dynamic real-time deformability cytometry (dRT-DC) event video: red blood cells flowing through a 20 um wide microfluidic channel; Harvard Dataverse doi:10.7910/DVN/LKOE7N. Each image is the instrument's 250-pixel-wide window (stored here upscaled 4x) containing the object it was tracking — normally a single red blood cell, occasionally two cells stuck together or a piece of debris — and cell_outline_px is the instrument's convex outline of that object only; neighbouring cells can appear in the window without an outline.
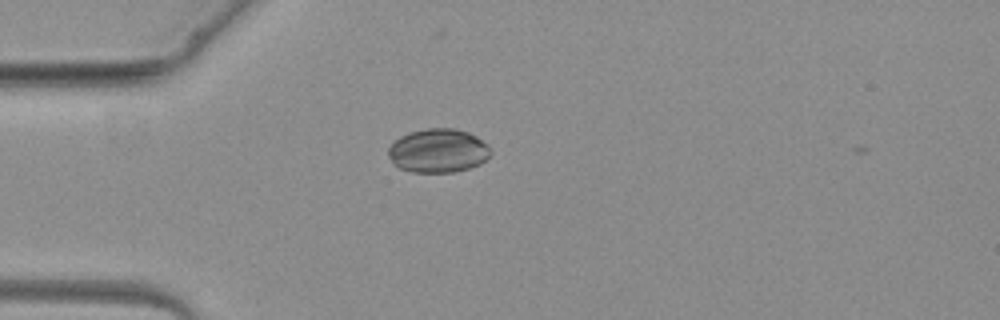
{"species": "common noctule bat (a hibernating species)", "species_latin": "Nyctalus noctula", "temperature_condition": "warm", "stored_images_in_passage": 1, "camera_frame_rate_fps": 3000, "um_per_image_px": 0.085, "animal": {"sex": "female", "body_mass_g": 19.3, "forearm_length_mm": 54.1}, "frame": {"image": 1, "passage_image": 1, "time_ms": 0.0, "image_size_px": [1000, 320], "cell_outline_px": [[492, 152], [480, 164], [468, 168], [452, 172], [412, 172], [400, 168], [392, 164], [388, 156], [388, 148], [400, 136], [408, 132], [424, 128], [456, 128], [468, 132], [476, 136], [488, 144]], "centroid_in_image_um": [37.22, 12.8], "position_along_channel_um": 47.8, "area_um2": 26.3}}